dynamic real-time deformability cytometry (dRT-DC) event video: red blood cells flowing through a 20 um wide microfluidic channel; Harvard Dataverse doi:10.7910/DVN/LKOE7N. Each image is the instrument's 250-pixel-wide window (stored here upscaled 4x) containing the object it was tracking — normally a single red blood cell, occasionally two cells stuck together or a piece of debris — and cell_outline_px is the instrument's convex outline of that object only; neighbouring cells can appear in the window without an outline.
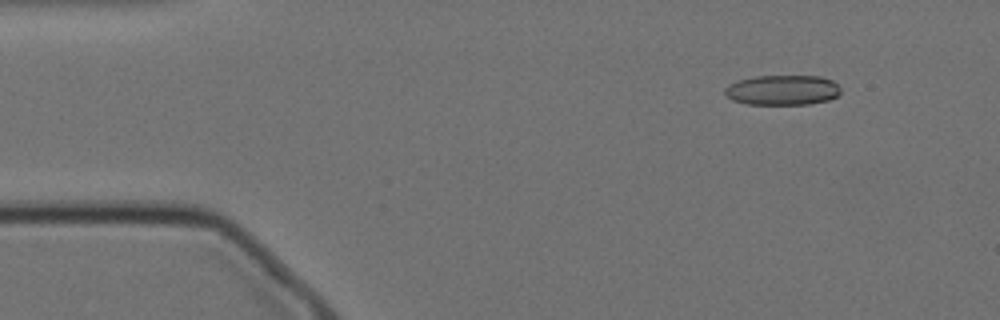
{"species": "Egyptian fruit bat (a non-hibernating species)", "species_latin": "Rousettus aegyptiacus", "temperature_condition": "cold", "stored_images_in_passage": 13, "camera_frame_rate_fps": 3000, "um_per_image_px": 0.085, "animal": {"sex": "female"}, "frame": {"image": 1, "passage_image": 6, "time_ms": 1.667, "image_size_px": [1000, 320], "cell_outline_px": [[840, 92], [836, 96], [828, 100], [808, 104], [748, 104], [732, 100], [724, 92], [724, 88], [728, 84], [736, 80], [752, 76], [820, 76], [832, 80], [840, 88]], "centroid_in_image_um": [66.47, 7.64], "position_along_channel_um": 18.5, "area_um2": 20.35}}